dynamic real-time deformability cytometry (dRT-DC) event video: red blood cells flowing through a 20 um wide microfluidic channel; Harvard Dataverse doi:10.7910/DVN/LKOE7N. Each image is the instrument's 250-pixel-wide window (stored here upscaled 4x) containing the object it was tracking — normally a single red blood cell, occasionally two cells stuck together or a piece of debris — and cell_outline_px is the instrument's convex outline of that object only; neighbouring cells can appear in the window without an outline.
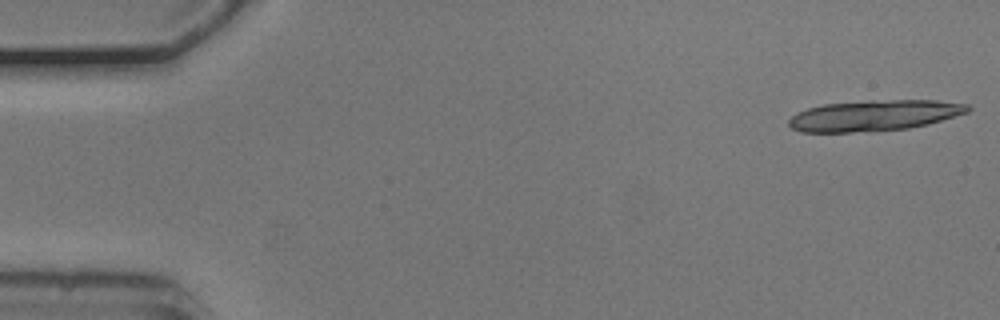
{"species": "common noctule bat (a hibernating species)", "species_latin": "Nyctalus noctula", "temperature_condition": "cold", "stored_images_in_passage": 6, "camera_frame_rate_fps": 3000, "um_per_image_px": 0.085, "animal": {"sex": "male", "body_mass_g": 20.5, "forearm_length_mm": 52.5}, "frame": {"image": 1, "passage_image": 1, "time_ms": 0.0, "image_size_px": [1000, 320], "cell_outline_px": [[972, 108], [968, 112], [928, 124], [908, 128], [852, 132], [800, 132], [792, 128], [788, 124], [788, 120], [792, 116], [808, 108], [824, 104], [872, 100], [936, 100], [968, 104]], "centroid_in_image_um": [74.32, 9.81], "position_along_channel_um": 10.7, "area_um2": 31.96}}